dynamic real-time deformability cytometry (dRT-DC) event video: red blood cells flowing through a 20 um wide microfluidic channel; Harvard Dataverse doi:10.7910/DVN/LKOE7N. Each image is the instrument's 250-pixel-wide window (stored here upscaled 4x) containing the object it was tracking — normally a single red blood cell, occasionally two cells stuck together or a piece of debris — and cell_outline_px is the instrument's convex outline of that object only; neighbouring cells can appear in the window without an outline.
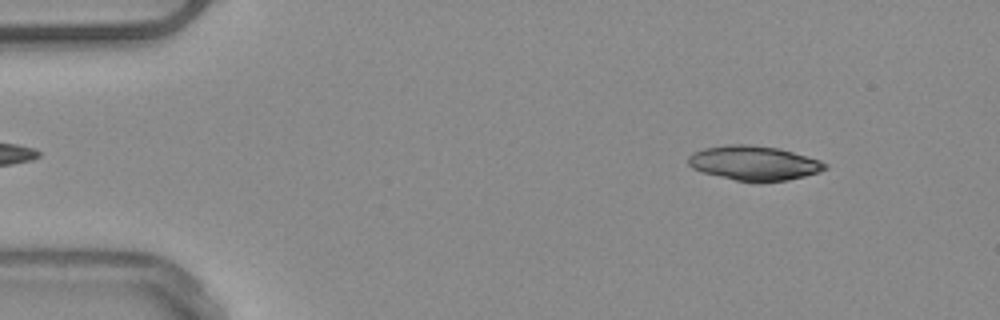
{"species": "common noctule bat (a hibernating species)", "species_latin": "Nyctalus noctula", "temperature_condition": "warm", "stored_images_in_passage": 48, "camera_frame_rate_fps": 3000, "um_per_image_px": 0.085, "animal": {"sex": "male", "body_mass_g": 20.4}, "frame": {"image": 1, "passage_image": 3, "time_ms": 0.667, "image_size_px": [1000, 320], "cell_outline_px": [[828, 168], [820, 172], [788, 180], [760, 184], [736, 180], [704, 172], [692, 168], [688, 164], [688, 156], [692, 152], [704, 148], [732, 144], [748, 144], [780, 148], [820, 160], [828, 164]], "centroid_in_image_um": [64.12, 13.87], "position_along_channel_um": 20.9, "area_um2": 27.86}}
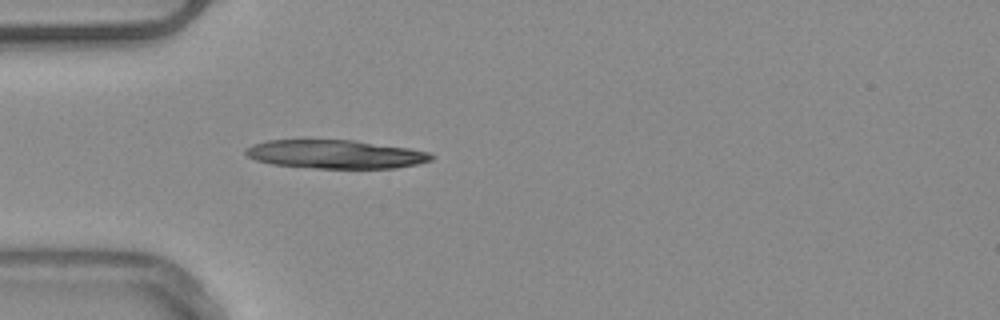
{"frame": {"image": 2, "passage_image": 12, "time_ms": 3.667, "image_size_px": [1000, 320], "cell_outline_px": [[436, 156], [432, 160], [416, 164], [396, 168], [312, 168], [272, 164], [256, 160], [248, 156], [244, 152], [244, 148], [252, 144], [268, 140], [352, 140], [408, 148], [432, 152]], "centroid_in_image_um": [28.52, 13.11], "position_along_channel_um": 56.5, "area_um2": 30.98}}